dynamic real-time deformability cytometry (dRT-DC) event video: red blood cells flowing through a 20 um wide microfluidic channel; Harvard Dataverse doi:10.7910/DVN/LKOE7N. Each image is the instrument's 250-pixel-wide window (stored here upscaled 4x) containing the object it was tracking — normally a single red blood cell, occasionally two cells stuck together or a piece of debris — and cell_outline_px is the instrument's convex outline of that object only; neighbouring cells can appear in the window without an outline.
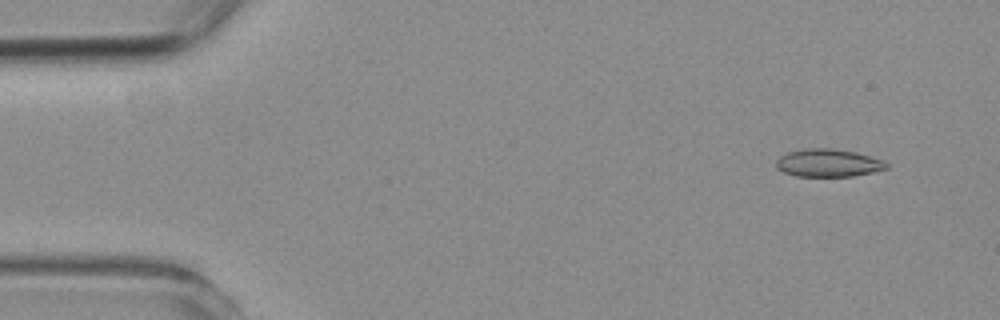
{"species": "common noctule bat (a hibernating species)", "species_latin": "Nyctalus noctula", "temperature_condition": "room temperature", "stored_images_in_passage": 58, "camera_frame_rate_fps": 3000, "um_per_image_px": 0.085, "animal": {"sex": "female", "body_mass_g": 19.3, "forearm_length_mm": 54.1}, "frame": {"image": 1, "passage_image": 5, "time_ms": 1.333, "image_size_px": [1000, 320], "cell_outline_px": [[888, 168], [872, 172], [852, 176], [796, 176], [784, 172], [776, 168], [776, 160], [780, 156], [788, 152], [804, 148], [832, 148], [856, 152], [884, 160], [888, 164]], "centroid_in_image_um": [70.39, 13.84], "position_along_channel_um": 14.6, "area_um2": 17.92}}
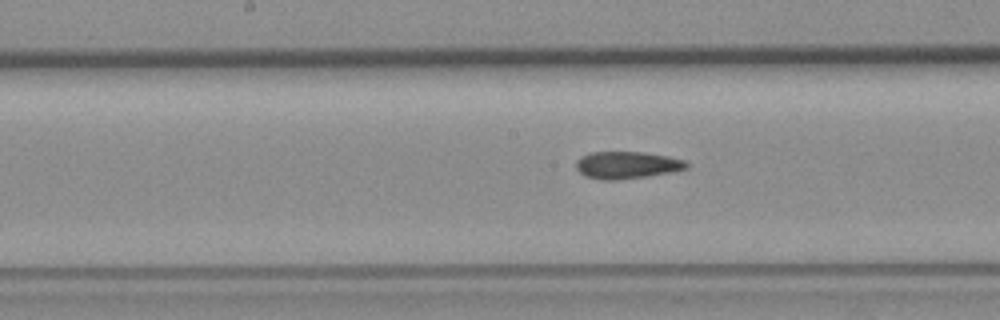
{"frame": {"image": 2, "passage_image": 29, "time_ms": 9.333, "image_size_px": [1000, 320], "cell_outline_px": [[688, 168], [676, 172], [648, 176], [616, 180], [600, 180], [584, 176], [576, 168], [576, 160], [580, 156], [592, 152], [644, 152], [668, 156], [684, 160], [688, 164]], "centroid_in_image_um": [53.29, 14.04], "position_along_channel_um": 194.9, "area_um2": 17.74}}
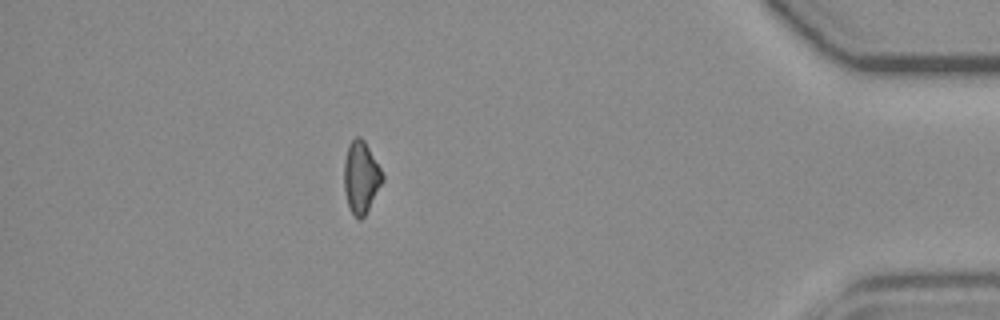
{"frame": {"image": 3, "passage_image": 51, "time_ms": 16.667, "image_size_px": [1000, 320], "cell_outline_px": [[384, 180], [364, 216], [360, 220], [348, 208], [344, 192], [344, 160], [348, 144], [356, 136], [360, 136], [364, 140], [380, 168], [384, 176]], "centroid_in_image_um": [30.67, 15.05], "position_along_channel_um": 404.5, "area_um2": 16.07}, "authors_computed_cell_mechanics": {"area_um2": 17.4267, "velocity_mm_per_s": 3.5692, "shape_relaxation_time_tau1_ms": null, "shape_relaxation_time_tau2_ms": 2.7556, "deformation_change_tau1": null, "deformation_change_tau2": 0.0757}}